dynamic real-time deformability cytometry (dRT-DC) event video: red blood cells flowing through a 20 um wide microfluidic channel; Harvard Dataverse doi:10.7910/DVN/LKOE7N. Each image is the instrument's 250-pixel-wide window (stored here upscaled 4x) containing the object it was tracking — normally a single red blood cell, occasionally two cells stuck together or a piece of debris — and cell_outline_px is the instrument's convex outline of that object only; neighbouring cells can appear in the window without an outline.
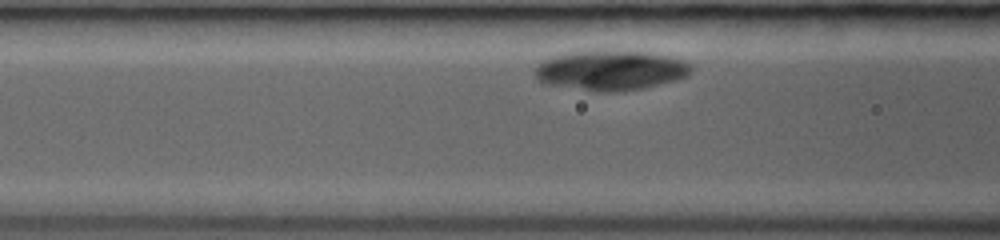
{"species": "common noctule bat (a hibernating species)", "species_latin": "Nyctalus noctula", "temperature_condition": "room temperature", "stored_images_in_passage": 27, "camera_frame_rate_fps": 3000, "um_per_image_px": 0.085, "animal": {"sex": "female", "body_mass_g": 19.0, "forearm_length_mm": 53.3}, "frame": {"image": 1, "passage_image": 5, "time_ms": 1.333, "image_size_px": [1000, 240], "cell_outline_px": [[692, 72], [688, 76], [676, 80], [644, 88], [624, 92], [596, 92], [544, 84], [536, 80], [536, 68], [544, 60], [552, 56], [572, 52], [644, 52], [668, 56], [684, 60], [692, 64]], "centroid_in_image_um": [51.93, 6.02], "position_along_channel_um": 114.7, "area_um2": 36.18}}
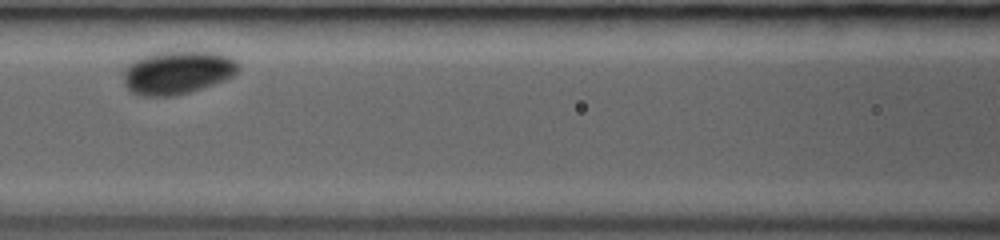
{"frame": {"image": 2, "passage_image": 8, "time_ms": 2.333, "image_size_px": [1000, 240], "cell_outline_px": [[240, 68], [232, 76], [224, 80], [188, 92], [172, 96], [140, 96], [132, 92], [124, 84], [124, 68], [132, 60], [140, 56], [152, 52], [172, 48], [220, 52], [236, 60], [240, 64]], "centroid_in_image_um": [15.06, 6.08], "position_along_channel_um": 151.5, "area_um2": 30.06}}